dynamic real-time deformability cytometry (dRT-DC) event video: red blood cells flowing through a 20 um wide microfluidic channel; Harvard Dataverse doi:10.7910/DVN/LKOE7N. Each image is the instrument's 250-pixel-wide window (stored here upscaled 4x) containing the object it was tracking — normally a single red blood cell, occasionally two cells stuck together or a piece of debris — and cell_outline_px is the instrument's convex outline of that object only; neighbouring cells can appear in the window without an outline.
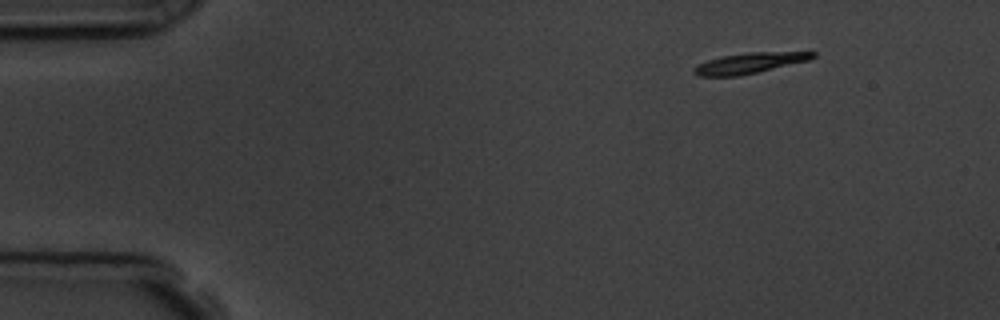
{"species": "common noctule bat (a hibernating species)", "species_latin": "Nyctalus noctula", "temperature_condition": "room temperature", "stored_images_in_passage": 10, "camera_frame_rate_fps": 3000, "um_per_image_px": 0.085, "animal": {"sex": "male", "body_mass_g": 19.5, "forearm_length_mm": 54.6}, "frame": {"image": 1, "passage_image": 1, "time_ms": 0.0, "image_size_px": [1000, 320], "cell_outline_px": [[816, 56], [808, 60], [740, 76], [700, 76], [692, 72], [692, 68], [708, 60], [720, 56], [748, 52], [816, 52]], "centroid_in_image_um": [63.67, 5.36], "position_along_channel_um": 21.3, "area_um2": 14.1}}
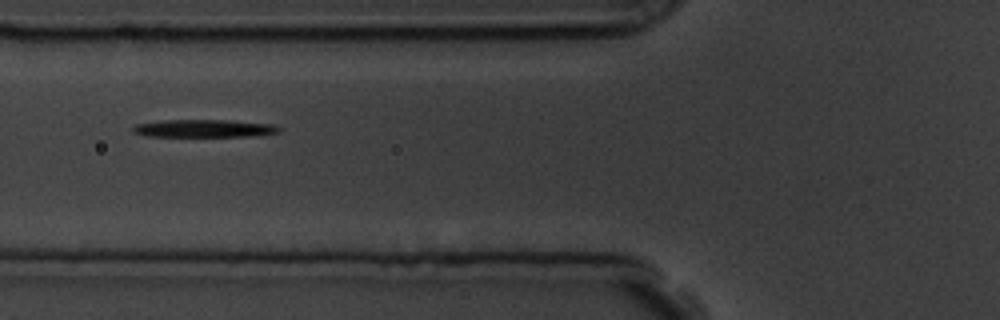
{"frame": {"image": 2, "passage_image": 5, "time_ms": 4.667, "image_size_px": [1000, 320], "cell_outline_px": [[280, 132], [252, 136], [144, 136], [132, 132], [132, 128], [136, 124], [164, 120], [232, 120], [276, 124], [280, 128]], "centroid_in_image_um": [17.37, 10.91], "position_along_channel_um": 108.4, "area_um2": 15.14}}
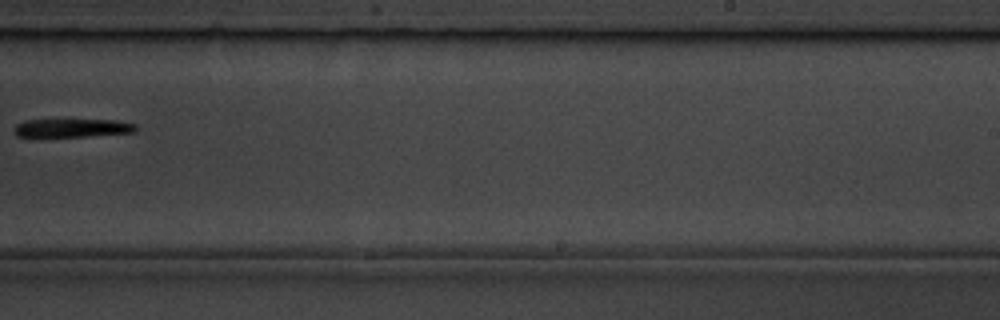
{"frame": {"image": 3, "passage_image": 9, "time_ms": 9.333, "image_size_px": [1000, 320], "cell_outline_px": [[136, 132], [32, 140], [16, 136], [12, 132], [16, 124], [24, 120], [116, 120], [136, 124]], "centroid_in_image_um": [5.95, 10.92], "position_along_channel_um": 283.0, "area_um2": 13.87}}